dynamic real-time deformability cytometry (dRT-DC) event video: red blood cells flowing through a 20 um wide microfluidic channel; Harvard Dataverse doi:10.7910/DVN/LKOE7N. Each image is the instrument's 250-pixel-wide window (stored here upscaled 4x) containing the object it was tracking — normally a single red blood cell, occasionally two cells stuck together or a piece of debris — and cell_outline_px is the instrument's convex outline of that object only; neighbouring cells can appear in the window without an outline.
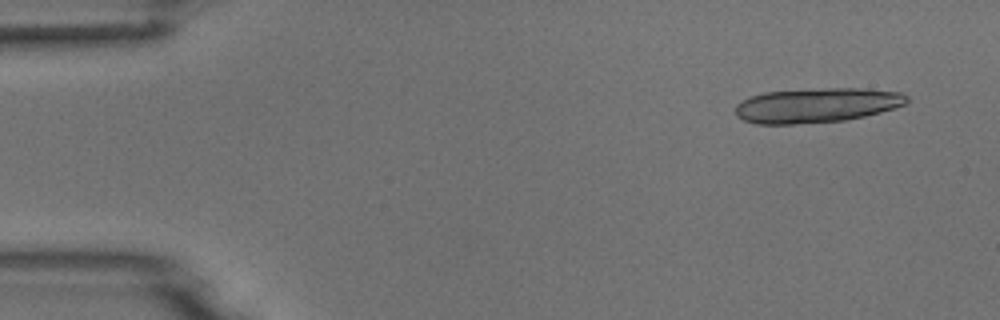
{"species": "common noctule bat (a hibernating species)", "species_latin": "Nyctalus noctula", "temperature_condition": "room temperature", "stored_images_in_passage": 5, "camera_frame_rate_fps": 3000, "um_per_image_px": 0.085, "animal": {"sex": "male", "body_mass_g": 18.8}, "frame": {"image": 1, "passage_image": 2, "time_ms": 1.0, "image_size_px": [1000, 320], "cell_outline_px": [[908, 100], [904, 104], [880, 112], [864, 116], [844, 120], [792, 124], [756, 124], [744, 120], [736, 116], [736, 104], [752, 96], [764, 92], [824, 88], [864, 88], [900, 92], [908, 96]], "centroid_in_image_um": [69.41, 8.94], "position_along_channel_um": 15.6, "area_um2": 34.39}}
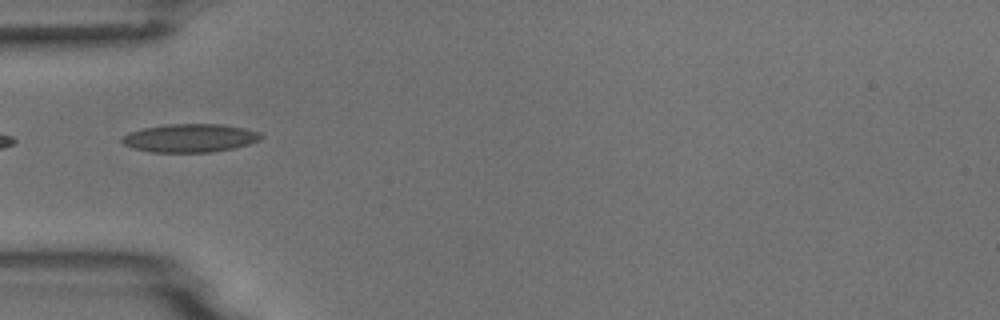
{"frame": {"image": 2, "passage_image": 5, "time_ms": 5.333, "image_size_px": [1000, 320], "cell_outline_px": [[264, 136], [260, 140], [248, 144], [232, 148], [212, 152], [152, 152], [132, 148], [124, 144], [120, 140], [128, 132], [144, 128], [168, 124], [224, 124], [244, 128], [260, 132]], "centroid_in_image_um": [16.16, 11.73], "position_along_channel_um": 68.8, "area_um2": 22.95}}